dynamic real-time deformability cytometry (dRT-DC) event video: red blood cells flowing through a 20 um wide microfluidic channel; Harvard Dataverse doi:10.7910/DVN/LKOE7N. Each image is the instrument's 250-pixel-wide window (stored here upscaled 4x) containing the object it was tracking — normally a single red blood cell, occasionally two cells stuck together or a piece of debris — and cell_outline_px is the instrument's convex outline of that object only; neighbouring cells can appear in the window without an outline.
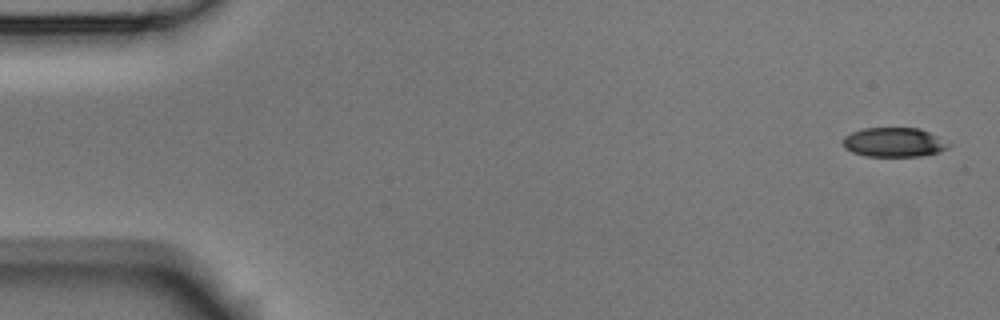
{"species": "Egyptian fruit bat (a non-hibernating species)", "species_latin": "Rousettus aegyptiacus", "temperature_condition": "room temperature", "stored_images_in_passage": 5, "segment_of_instrument_passage": [1, 2], "camera_frame_rate_fps": 3000, "um_per_image_px": 0.085, "animal": {"sex": "male"}, "frame": {"image": 1, "passage_image": 1, "time_ms": 0.0, "image_size_px": [1000, 320], "cell_outline_px": [[952, 144], [948, 148], [936, 152], [920, 156], [864, 156], [852, 152], [844, 148], [840, 140], [844, 136], [852, 132], [864, 128], [920, 128]], "centroid_in_image_um": [75.93, 12.09], "position_along_channel_um": 9.1, "area_um2": 18.09}}
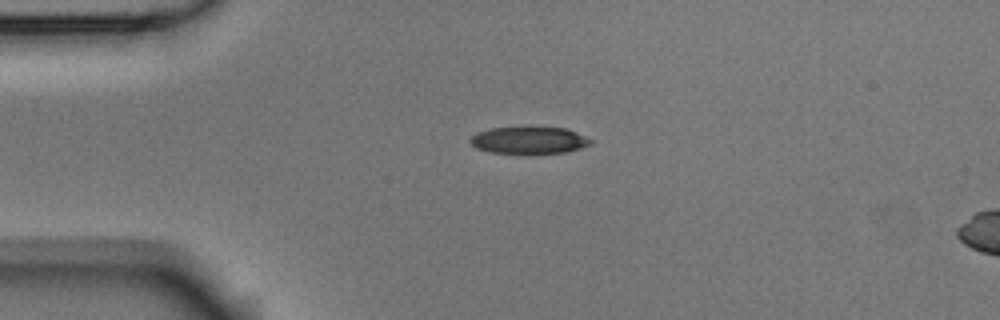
{"frame": {"image": 2, "passage_image": 4, "time_ms": 1.0, "image_size_px": [1000, 320], "cell_outline_px": [[592, 144], [568, 152], [488, 152], [476, 148], [468, 140], [476, 132], [492, 128], [564, 128], [576, 132], [592, 140]], "centroid_in_image_um": [44.95, 11.91], "position_along_channel_um": 40.1, "area_um2": 18.38}}